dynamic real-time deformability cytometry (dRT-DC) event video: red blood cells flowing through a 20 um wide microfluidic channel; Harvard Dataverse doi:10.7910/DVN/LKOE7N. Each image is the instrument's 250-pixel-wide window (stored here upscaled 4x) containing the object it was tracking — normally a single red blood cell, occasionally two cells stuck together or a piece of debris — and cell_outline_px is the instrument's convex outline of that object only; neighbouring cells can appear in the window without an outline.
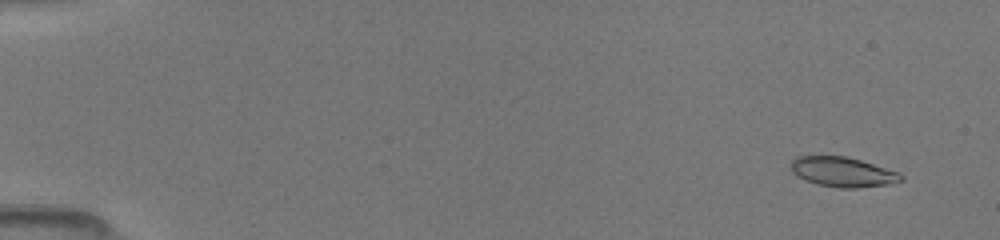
{"species": "common noctule bat (a hibernating species)", "species_latin": "Nyctalus noctula", "temperature_condition": "room temperature", "stored_images_in_passage": 34, "camera_frame_rate_fps": 3000, "um_per_image_px": 0.085, "animal": {"sex": "female", "body_mass_g": 19.5, "forearm_length_mm": 54.1}, "frame": {"image": 1, "passage_image": 4, "time_ms": 1.0, "image_size_px": [1000, 240], "cell_outline_px": [[904, 180], [888, 184], [856, 188], [840, 188], [816, 184], [796, 176], [792, 172], [788, 164], [796, 156], [848, 156], [900, 172], [904, 176]], "centroid_in_image_um": [71.62, 14.61], "position_along_channel_um": 13.4, "area_um2": 19.42}}
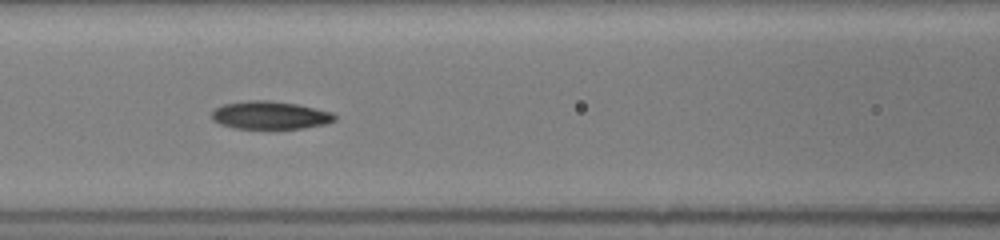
{"frame": {"image": 2, "passage_image": 21, "time_ms": 7.667, "image_size_px": [1000, 240], "cell_outline_px": [[336, 120], [324, 124], [304, 128], [236, 128], [220, 124], [212, 120], [212, 112], [216, 108], [224, 104], [248, 100], [268, 100], [296, 104], [316, 108], [332, 112], [336, 116]], "centroid_in_image_um": [22.96, 9.79], "position_along_channel_um": 143.6, "area_um2": 19.88}}
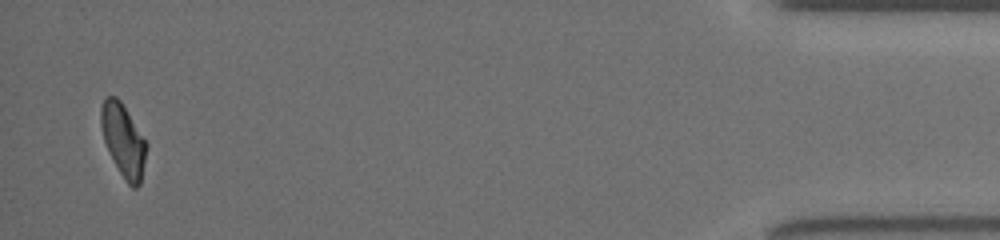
{"frame": {"image": 3, "passage_image": 34, "time_ms": 16.333, "image_size_px": [1000, 240], "cell_outline_px": [[148, 144], [140, 184], [136, 188], [132, 188], [124, 180], [104, 140], [100, 124], [100, 108], [104, 96], [116, 96], [120, 100]], "centroid_in_image_um": [10.48, 11.9], "position_along_channel_um": 424.7, "area_um2": 19.07}}